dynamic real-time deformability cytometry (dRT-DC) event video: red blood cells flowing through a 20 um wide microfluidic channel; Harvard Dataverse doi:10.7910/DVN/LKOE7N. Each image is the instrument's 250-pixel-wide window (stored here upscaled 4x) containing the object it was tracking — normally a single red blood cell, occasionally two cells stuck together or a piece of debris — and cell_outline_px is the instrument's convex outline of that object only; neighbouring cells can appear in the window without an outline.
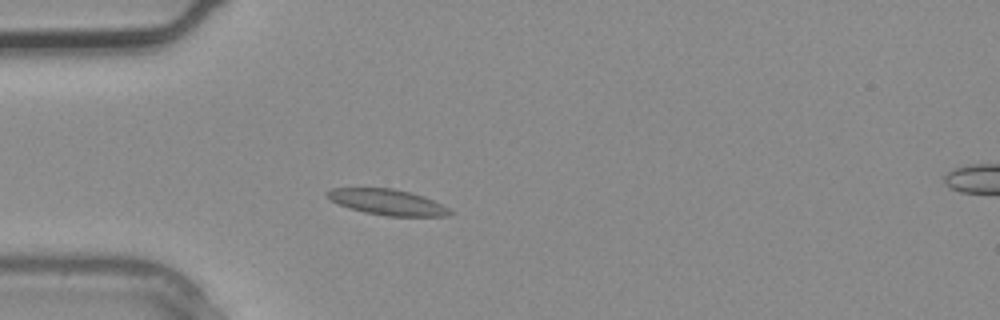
{"species": "common noctule bat (a hibernating species)", "species_latin": "Nyctalus noctula", "temperature_condition": "warm", "stored_images_in_passage": 3, "camera_frame_rate_fps": 3000, "um_per_image_px": 0.085, "animal": {"sex": "male", "body_mass_g": 20.4}, "frame": {"image": 1, "passage_image": 2, "time_ms": 0.333, "image_size_px": [1000, 320], "cell_outline_px": [[456, 212], [448, 216], [388, 216], [364, 212], [348, 208], [332, 200], [324, 192], [332, 188], [392, 188], [412, 192], [424, 196]], "centroid_in_image_um": [32.96, 17.18], "position_along_channel_um": 52.0, "area_um2": 18.38}}